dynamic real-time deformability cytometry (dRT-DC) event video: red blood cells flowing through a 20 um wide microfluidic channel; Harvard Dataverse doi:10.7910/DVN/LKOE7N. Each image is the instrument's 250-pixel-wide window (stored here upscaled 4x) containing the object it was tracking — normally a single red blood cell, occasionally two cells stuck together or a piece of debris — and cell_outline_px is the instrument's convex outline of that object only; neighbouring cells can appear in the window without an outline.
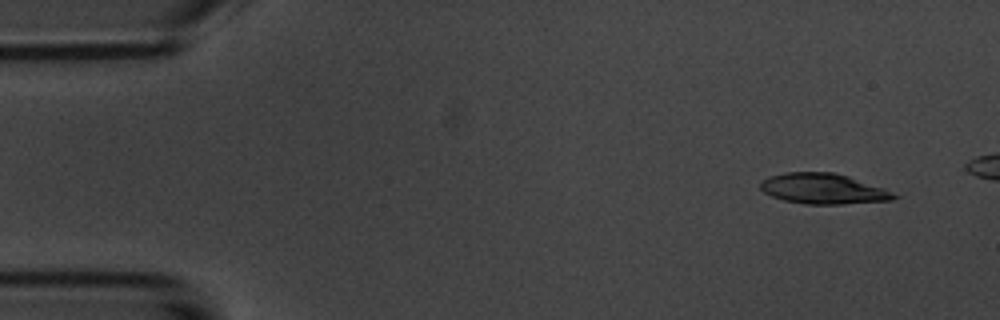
{"species": "common noctule bat (a hibernating species)", "species_latin": "Nyctalus noctula", "temperature_condition": "room temperature", "stored_images_in_passage": 3, "camera_frame_rate_fps": 3000, "um_per_image_px": 0.085, "animal": {"sex": "male", "body_mass_g": 20.1, "forearm_length_mm": 53.5}, "frame": {"image": 1, "passage_image": 1, "time_ms": 0.0, "image_size_px": [1000, 320], "cell_outline_px": [[900, 196], [892, 200], [840, 204], [804, 204], [784, 200], [772, 196], [764, 192], [760, 188], [760, 180], [768, 176], [784, 172], [836, 172], [884, 188]], "centroid_in_image_um": [69.95, 16.03], "position_along_channel_um": 15.1, "area_um2": 23.81}}